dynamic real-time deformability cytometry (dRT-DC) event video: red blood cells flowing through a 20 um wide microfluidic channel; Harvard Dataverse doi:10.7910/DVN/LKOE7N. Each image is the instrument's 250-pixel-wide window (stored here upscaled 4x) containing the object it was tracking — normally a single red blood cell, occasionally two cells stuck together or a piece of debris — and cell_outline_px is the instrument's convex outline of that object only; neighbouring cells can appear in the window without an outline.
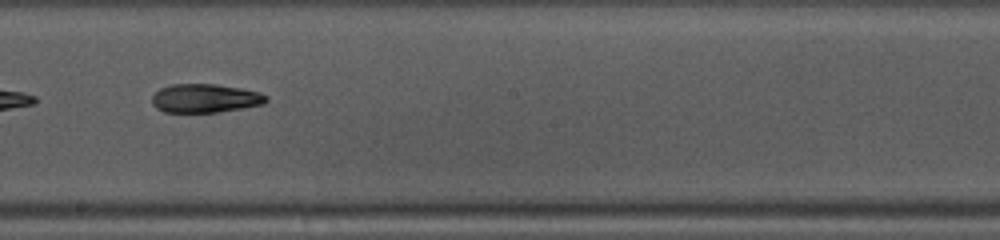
{"species": "common noctule bat (a hibernating species)", "species_latin": "Nyctalus noctula", "temperature_condition": "warm", "stored_images_in_passage": 34, "camera_frame_rate_fps": 3000, "um_per_image_px": 0.085, "animal": {"sex": "female", "body_mass_g": 10.0, "forearm_length_mm": 53.1}, "frame": {"image": 1, "passage_image": 20, "time_ms": 6.333, "image_size_px": [1000, 240], "cell_outline_px": [[268, 100], [264, 104], [220, 112], [164, 112], [156, 108], [152, 104], [152, 96], [160, 88], [172, 84], [216, 84], [240, 88], [260, 92], [268, 96]], "centroid_in_image_um": [17.44, 8.35], "position_along_channel_um": 230.8, "area_um2": 19.19}}
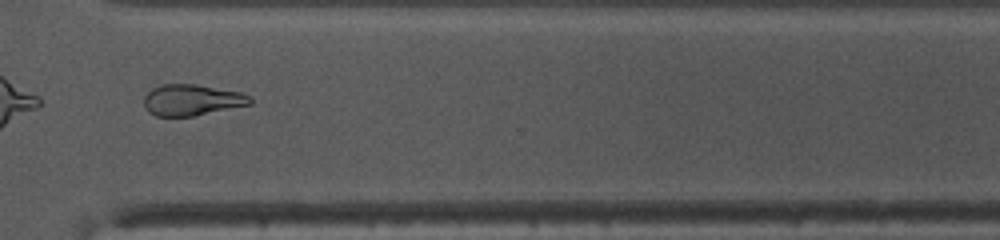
{"frame": {"image": 2, "passage_image": 29, "time_ms": 9.333, "image_size_px": [1000, 240], "cell_outline_px": [[252, 104], [192, 116], [156, 116], [148, 112], [144, 104], [144, 96], [152, 88], [160, 84], [196, 84], [240, 92], [252, 96]], "centroid_in_image_um": [16.31, 8.49], "position_along_channel_um": 354.3, "area_um2": 19.31}, "authors_computed_cell_mechanics": {"area_um2": 19.7098, "velocity_mm_per_s": 4.1227, "shape_relaxation_time_tau1_ms": 5.7303, "shape_relaxation_time_tau2_ms": null, "deformation_change_tau1": 0.1796, "deformation_change_tau2": null}}